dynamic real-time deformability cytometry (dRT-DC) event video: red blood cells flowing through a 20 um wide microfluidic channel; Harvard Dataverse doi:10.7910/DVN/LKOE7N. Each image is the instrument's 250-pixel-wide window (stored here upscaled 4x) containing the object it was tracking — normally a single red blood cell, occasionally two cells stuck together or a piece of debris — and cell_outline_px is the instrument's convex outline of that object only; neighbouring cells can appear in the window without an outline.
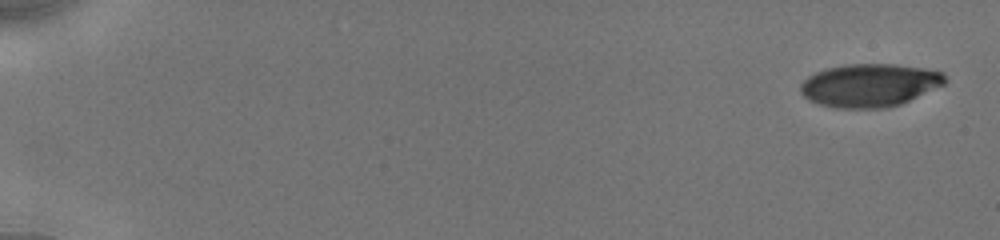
{"species": "human", "species_latin": "Homo sapiens", "temperature_condition": "cold", "stored_images_in_passage": 26, "camera_frame_rate_fps": 3000, "um_per_image_px": 0.085, "donor": {"sex": "male"}, "frame": {"image": 1, "passage_image": 1, "time_ms": 0.0, "image_size_px": [1000, 240], "cell_outline_px": [[948, 80], [944, 84], [900, 104], [888, 108], [836, 108], [820, 104], [808, 100], [800, 92], [800, 84], [808, 76], [816, 72], [828, 68], [848, 64], [892, 64], [924, 68], [944, 72]], "centroid_in_image_um": [73.92, 7.25], "position_along_channel_um": 11.1, "area_um2": 36.24}}
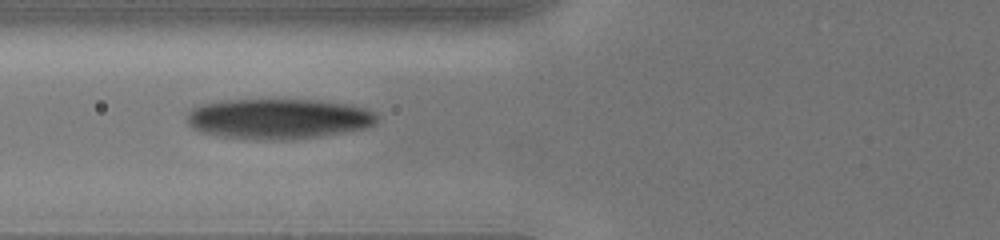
{"frame": {"image": 2, "passage_image": 15, "time_ms": 7.0, "image_size_px": [1000, 240], "cell_outline_px": [[376, 124], [364, 128], [348, 132], [292, 140], [252, 140], [224, 136], [204, 132], [192, 128], [188, 120], [188, 112], [192, 108], [200, 104], [228, 100], [320, 100], [348, 104], [364, 108], [376, 112]], "centroid_in_image_um": [23.7, 10.1], "position_along_channel_um": 102.1, "area_um2": 44.74}}
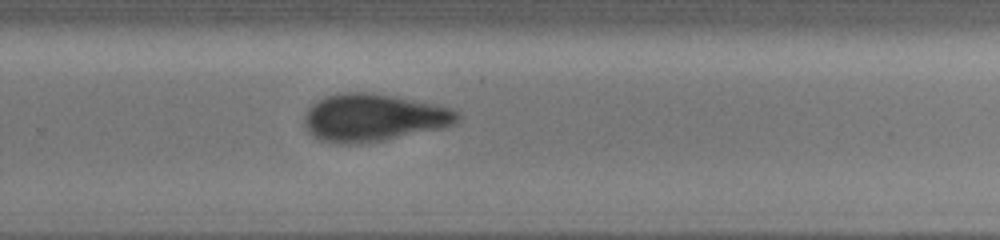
{"frame": {"image": 3, "passage_image": 26, "time_ms": 12.0, "image_size_px": [1000, 240], "cell_outline_px": [[460, 120], [456, 124], [448, 128], [384, 140], [344, 144], [336, 144], [320, 140], [312, 136], [308, 132], [304, 124], [304, 112], [316, 100], [324, 96], [344, 92], [372, 92], [396, 96], [452, 108], [460, 112]], "centroid_in_image_um": [31.77, 10.0], "position_along_channel_um": 298.0, "area_um2": 43.12}}